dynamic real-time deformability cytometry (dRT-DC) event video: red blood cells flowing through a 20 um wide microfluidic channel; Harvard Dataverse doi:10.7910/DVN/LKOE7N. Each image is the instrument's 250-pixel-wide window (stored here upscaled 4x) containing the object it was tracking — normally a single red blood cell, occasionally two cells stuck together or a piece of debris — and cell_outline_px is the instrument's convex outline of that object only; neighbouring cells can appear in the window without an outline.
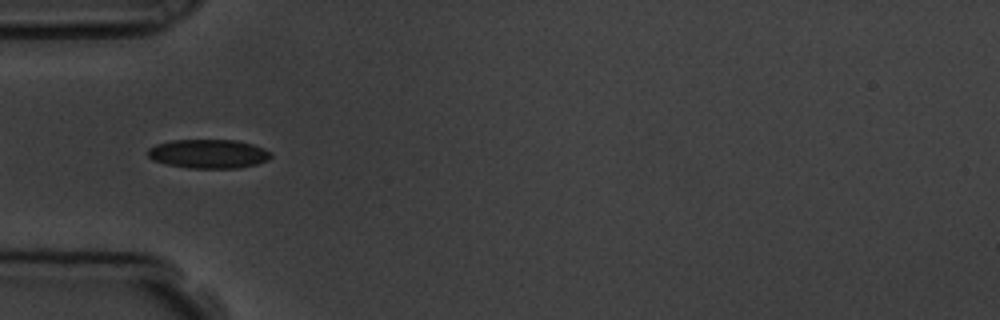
{"species": "common noctule bat (a hibernating species)", "species_latin": "Nyctalus noctula", "temperature_condition": "room temperature", "stored_images_in_passage": 52, "camera_frame_rate_fps": 3000, "um_per_image_px": 0.085, "animal": {"sex": "male", "body_mass_g": 19.5, "forearm_length_mm": 54.6}, "frame": {"image": 1, "passage_image": 16, "time_ms": 5.0, "image_size_px": [1000, 320], "cell_outline_px": [[272, 156], [268, 160], [256, 164], [240, 168], [188, 168], [168, 164], [152, 160], [148, 156], [148, 148], [156, 144], [172, 140], [236, 140], [252, 144], [264, 148], [272, 152]], "centroid_in_image_um": [17.74, 13.07], "position_along_channel_um": 67.3, "area_um2": 20.87}}
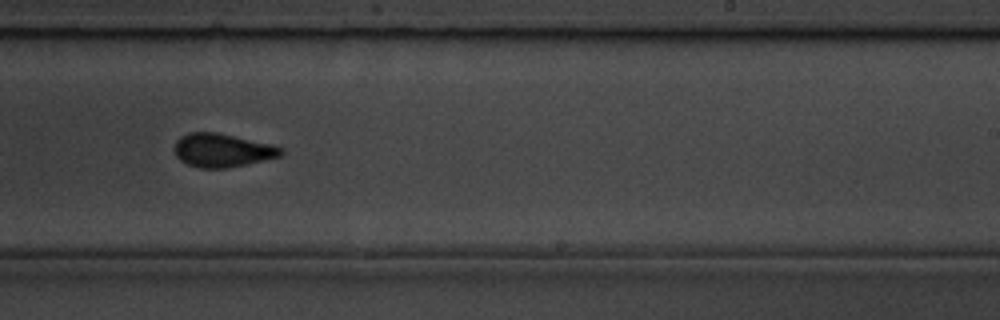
{"frame": {"image": 2, "passage_image": 32, "time_ms": 10.333, "image_size_px": [1000, 320], "cell_outline_px": [[284, 152], [280, 156], [228, 168], [200, 168], [188, 164], [180, 160], [176, 156], [176, 140], [180, 136], [188, 132], [216, 132], [272, 144], [284, 148]], "centroid_in_image_um": [18.9, 12.77], "position_along_channel_um": 270.1, "area_um2": 20.69}, "authors_computed_cell_mechanics": {"area_um2": 21.2704, "velocity_mm_per_s": 3.8099, "shape_relaxation_time_tau1_ms": 4.8315, "shape_relaxation_time_tau2_ms": 1.7996, "deformation_change_tau1": 0.1111, "deformation_change_tau2": 0.085}}